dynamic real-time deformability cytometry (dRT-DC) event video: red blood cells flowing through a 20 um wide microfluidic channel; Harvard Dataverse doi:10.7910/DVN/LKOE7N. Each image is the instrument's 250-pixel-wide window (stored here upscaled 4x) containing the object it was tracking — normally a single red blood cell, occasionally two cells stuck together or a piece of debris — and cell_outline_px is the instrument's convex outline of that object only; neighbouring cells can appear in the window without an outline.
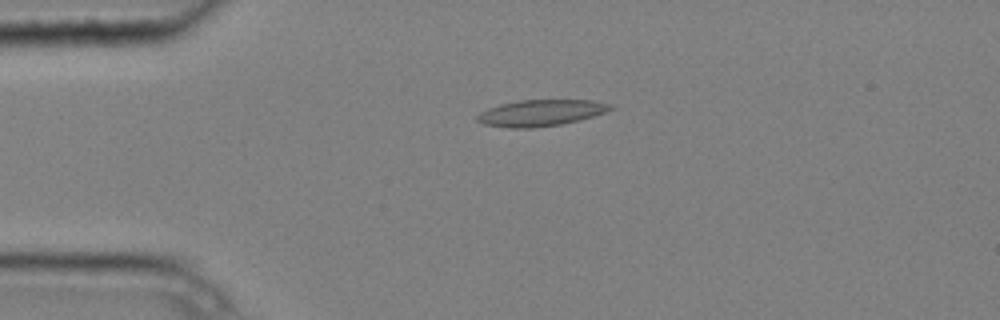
{"species": "common noctule bat (a hibernating species)", "species_latin": "Nyctalus noctula", "temperature_condition": "cold", "stored_images_in_passage": 5, "camera_frame_rate_fps": 3000, "um_per_image_px": 0.085, "animal": {"sex": "male", "body_mass_g": 20.4}, "frame": {"image": 1, "passage_image": 3, "time_ms": 0.667, "image_size_px": [1000, 320], "cell_outline_px": [[616, 108], [580, 120], [560, 124], [532, 128], [512, 128], [484, 124], [476, 120], [476, 116], [480, 112], [488, 108], [500, 104], [520, 100], [592, 100], [608, 104]], "centroid_in_image_um": [45.94, 9.59], "position_along_channel_um": 39.1, "area_um2": 20.29}}
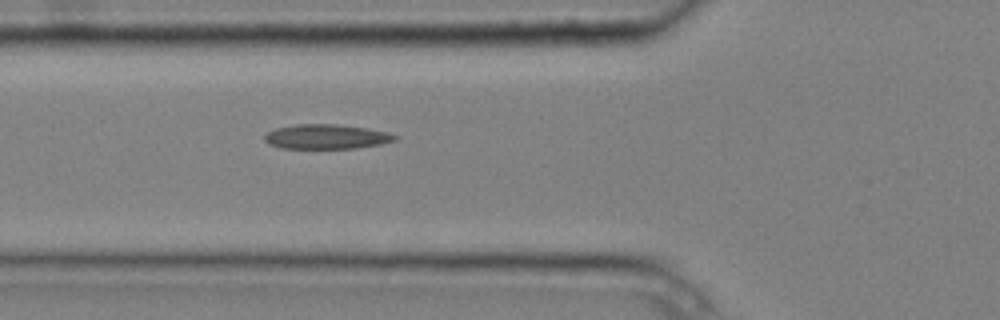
{"frame": {"image": 2, "passage_image": 5, "time_ms": 1.333, "image_size_px": [1000, 320], "cell_outline_px": [[400, 136], [396, 140], [380, 144], [356, 148], [284, 148], [268, 144], [264, 140], [264, 136], [268, 132], [276, 128], [296, 124], [336, 124], [368, 128], [388, 132]], "centroid_in_image_um": [27.77, 11.61], "position_along_channel_um": 98.0, "area_um2": 18.73}}